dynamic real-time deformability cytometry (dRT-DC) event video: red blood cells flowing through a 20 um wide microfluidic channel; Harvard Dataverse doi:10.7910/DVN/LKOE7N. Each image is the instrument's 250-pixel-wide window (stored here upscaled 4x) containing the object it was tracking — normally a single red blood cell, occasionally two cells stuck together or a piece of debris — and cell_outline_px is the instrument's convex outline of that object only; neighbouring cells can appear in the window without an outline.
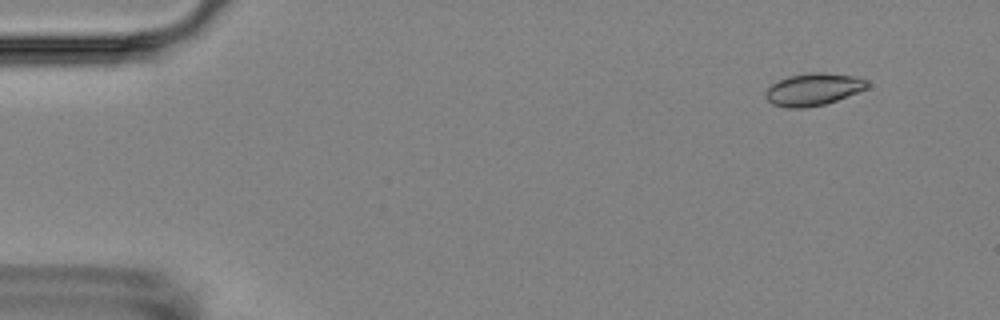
{"species": "Egyptian fruit bat (a non-hibernating species)", "species_latin": "Rousettus aegyptiacus", "temperature_condition": "room temperature", "stored_images_in_passage": 3, "segment_of_instrument_passage": [2, 2], "camera_frame_rate_fps": 3000, "um_per_image_px": 0.085, "animal": {"sex": "female"}, "frame": {"image": 1, "passage_image": 3, "time_ms": 3.333, "image_size_px": [1000, 320], "cell_outline_px": [[868, 88], [836, 100], [824, 104], [804, 108], [788, 108], [772, 104], [764, 96], [764, 92], [776, 80], [788, 76], [808, 72], [824, 72], [860, 76], [868, 80]], "centroid_in_image_um": [69.13, 7.57], "position_along_channel_um": 15.9, "area_um2": 19.42}}